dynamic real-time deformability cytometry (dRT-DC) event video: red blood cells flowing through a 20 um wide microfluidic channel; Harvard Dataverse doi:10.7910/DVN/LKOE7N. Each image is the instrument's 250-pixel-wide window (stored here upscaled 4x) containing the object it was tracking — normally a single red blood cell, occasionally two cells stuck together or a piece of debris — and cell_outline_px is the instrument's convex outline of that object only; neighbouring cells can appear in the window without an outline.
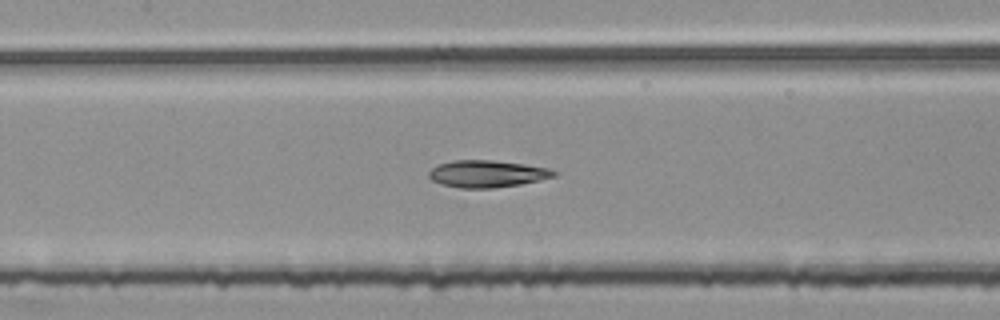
{"species": "common noctule bat (a hibernating species)", "species_latin": "Nyctalus noctula", "temperature_condition": "room temperature", "stored_images_in_passage": 45, "camera_frame_rate_fps": 3000, "um_per_image_px": 0.085, "animal": {"sex": "female", "body_mass_g": 25.1}, "frame": {"image": 1, "passage_image": 15, "time_ms": 4.667, "image_size_px": [1000, 320], "cell_outline_px": [[556, 176], [520, 184], [496, 188], [460, 188], [444, 184], [432, 180], [428, 176], [428, 172], [432, 168], [440, 164], [452, 160], [492, 160], [524, 164], [548, 168], [556, 172]], "centroid_in_image_um": [41.39, 14.77], "position_along_channel_um": 166.0, "area_um2": 19.54}}
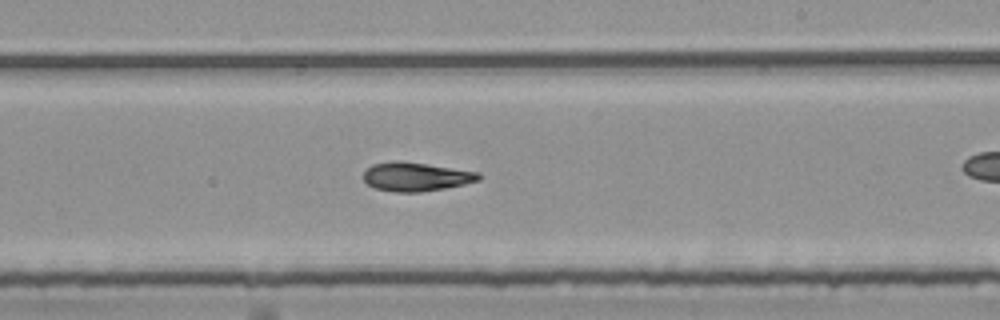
{"frame": {"image": 2, "passage_image": 22, "time_ms": 7.0, "image_size_px": [1000, 320], "cell_outline_px": [[480, 180], [464, 184], [444, 188], [420, 192], [396, 192], [376, 188], [368, 184], [364, 180], [364, 172], [372, 164], [428, 164], [476, 172], [480, 176]], "centroid_in_image_um": [35.39, 15.07], "position_along_channel_um": 253.6, "area_um2": 18.26}}
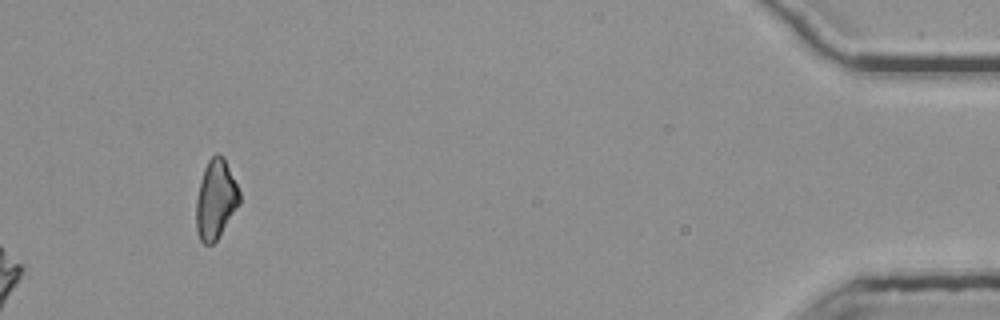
{"frame": {"image": 3, "passage_image": 45, "time_ms": 14.667, "image_size_px": [1000, 320], "cell_outline_px": [[240, 204], [216, 240], [212, 244], [204, 244], [200, 240], [196, 232], [196, 200], [200, 180], [204, 168], [208, 160], [216, 152], [220, 152], [224, 156], [240, 192]], "centroid_in_image_um": [18.33, 16.92], "position_along_channel_um": 416.9, "area_um2": 20.17}, "authors_computed_cell_mechanics": {"area_um2": 19.074, "velocity_mm_per_s": 3.7836, "shape_relaxation_time_tau1_ms": null, "shape_relaxation_time_tau2_ms": 6.227, "deformation_change_tau1": null, "deformation_change_tau2": 0.1128}}